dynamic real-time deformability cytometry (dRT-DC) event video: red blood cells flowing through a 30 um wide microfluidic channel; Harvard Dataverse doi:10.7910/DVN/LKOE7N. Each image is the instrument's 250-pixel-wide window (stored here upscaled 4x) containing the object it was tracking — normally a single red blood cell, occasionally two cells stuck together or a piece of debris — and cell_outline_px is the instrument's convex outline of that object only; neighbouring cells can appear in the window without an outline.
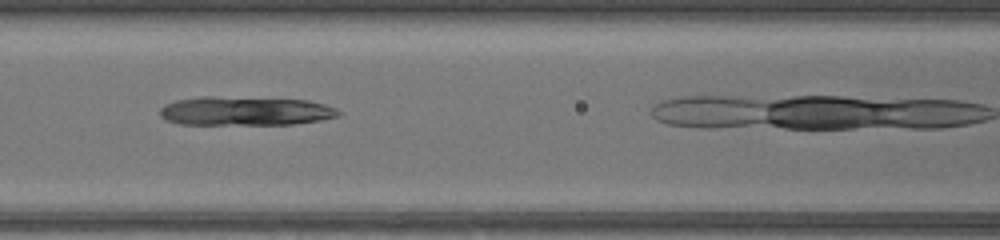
{"species": "common noctule bat (a hibernating species)", "species_latin": "Nyctalus noctula", "temperature_condition": "warm", "stored_images_in_passage": 8, "camera_frame_rate_fps": 3000, "um_per_image_px": 0.085, "animal": {"sex": "female", "body_mass_g": 17.0, "forearm_length_mm": 48.0}, "frame": {"image": 1, "passage_image": 5, "time_ms": 1.333, "image_size_px": [1000, 240], "cell_outline_px": [[344, 112], [340, 116], [320, 120], [292, 124], [180, 124], [164, 120], [160, 116], [160, 108], [164, 104], [176, 100], [204, 96], [212, 96], [308, 100], [324, 104], [336, 108]], "centroid_in_image_um": [20.84, 9.43], "position_along_channel_um": 145.8, "area_um2": 30.29}}